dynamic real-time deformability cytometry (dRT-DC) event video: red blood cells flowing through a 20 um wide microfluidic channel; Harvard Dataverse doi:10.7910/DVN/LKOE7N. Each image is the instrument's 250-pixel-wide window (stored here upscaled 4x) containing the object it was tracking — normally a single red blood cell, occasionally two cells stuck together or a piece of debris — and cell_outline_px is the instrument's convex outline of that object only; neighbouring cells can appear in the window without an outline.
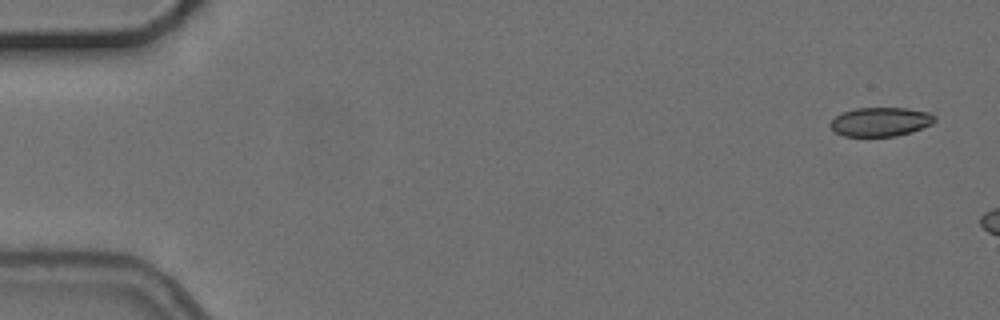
{"species": "common noctule bat (a hibernating species)", "species_latin": "Nyctalus noctula", "temperature_condition": "cold", "stored_images_in_passage": 3, "camera_frame_rate_fps": 3000, "um_per_image_px": 0.085, "animal": {"sex": "female", "body_mass_g": 24.6, "forearm_length_mm": 56.2}, "frame": {"image": 1, "passage_image": 1, "time_ms": 0.0, "image_size_px": [1000, 320], "cell_outline_px": [[936, 120], [932, 124], [912, 132], [896, 136], [844, 136], [836, 132], [828, 124], [836, 116], [844, 112], [856, 108], [904, 108], [932, 112], [936, 116]], "centroid_in_image_um": [74.89, 10.35], "position_along_channel_um": 10.1, "area_um2": 17.69}}